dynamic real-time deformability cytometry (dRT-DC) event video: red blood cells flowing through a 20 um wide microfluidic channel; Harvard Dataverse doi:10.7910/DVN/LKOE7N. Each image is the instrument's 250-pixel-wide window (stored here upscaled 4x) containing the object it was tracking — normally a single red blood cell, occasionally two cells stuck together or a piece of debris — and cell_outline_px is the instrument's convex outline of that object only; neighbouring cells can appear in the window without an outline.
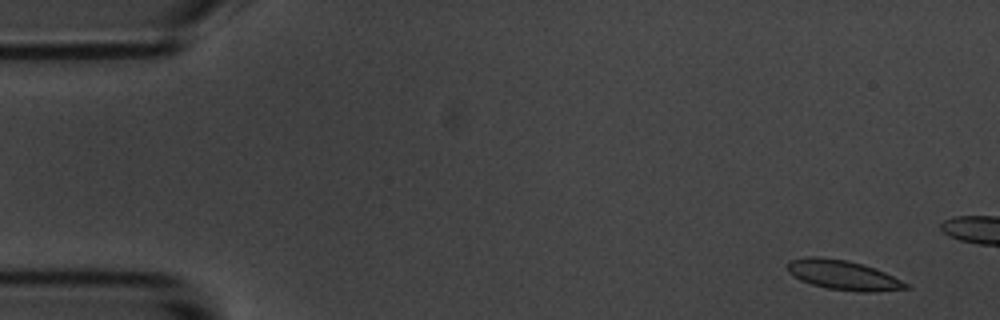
{"species": "common noctule bat (a hibernating species)", "species_latin": "Nyctalus noctula", "temperature_condition": "room temperature", "stored_images_in_passage": 15, "camera_frame_rate_fps": 3000, "um_per_image_px": 0.085, "animal": {"sex": "male", "body_mass_g": 20.1, "forearm_length_mm": 53.5}, "frame": {"image": 1, "passage_image": 3, "time_ms": 0.667, "image_size_px": [1000, 320], "cell_outline_px": [[912, 288], [876, 292], [860, 292], [828, 288], [812, 284], [800, 280], [788, 272], [788, 260], [808, 256], [820, 256], [848, 260], [864, 264], [884, 272], [908, 284]], "centroid_in_image_um": [71.66, 23.37], "position_along_channel_um": 13.3, "area_um2": 20.52}}